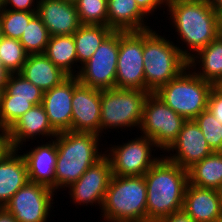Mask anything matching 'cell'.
<instances>
[{
	"instance_id": "bcb514c9",
	"label": "cell",
	"mask_w": 222,
	"mask_h": 222,
	"mask_svg": "<svg viewBox=\"0 0 222 222\" xmlns=\"http://www.w3.org/2000/svg\"><path fill=\"white\" fill-rule=\"evenodd\" d=\"M4 89H5V87H0V110H1V105H2V96L4 93Z\"/></svg>"
},
{
	"instance_id": "f907efd6",
	"label": "cell",
	"mask_w": 222,
	"mask_h": 222,
	"mask_svg": "<svg viewBox=\"0 0 222 222\" xmlns=\"http://www.w3.org/2000/svg\"><path fill=\"white\" fill-rule=\"evenodd\" d=\"M1 10H2V0H0V13H1Z\"/></svg>"
},
{
	"instance_id": "4316f807",
	"label": "cell",
	"mask_w": 222,
	"mask_h": 222,
	"mask_svg": "<svg viewBox=\"0 0 222 222\" xmlns=\"http://www.w3.org/2000/svg\"><path fill=\"white\" fill-rule=\"evenodd\" d=\"M113 30L104 25L82 24L73 34L77 62L80 67L87 62L100 46L102 41Z\"/></svg>"
},
{
	"instance_id": "7c38bea8",
	"label": "cell",
	"mask_w": 222,
	"mask_h": 222,
	"mask_svg": "<svg viewBox=\"0 0 222 222\" xmlns=\"http://www.w3.org/2000/svg\"><path fill=\"white\" fill-rule=\"evenodd\" d=\"M57 192L38 183L28 181L4 206L17 222H47L54 208ZM53 198V199H52ZM52 209V210H51Z\"/></svg>"
},
{
	"instance_id": "9a60e30c",
	"label": "cell",
	"mask_w": 222,
	"mask_h": 222,
	"mask_svg": "<svg viewBox=\"0 0 222 222\" xmlns=\"http://www.w3.org/2000/svg\"><path fill=\"white\" fill-rule=\"evenodd\" d=\"M172 151V153H171ZM175 151V153H174ZM164 157L184 169L209 156L213 151L194 119L186 120L177 139L165 151ZM167 155V156H166Z\"/></svg>"
},
{
	"instance_id": "d6986e66",
	"label": "cell",
	"mask_w": 222,
	"mask_h": 222,
	"mask_svg": "<svg viewBox=\"0 0 222 222\" xmlns=\"http://www.w3.org/2000/svg\"><path fill=\"white\" fill-rule=\"evenodd\" d=\"M182 210L196 222H220L222 200L218 190L187 184Z\"/></svg>"
},
{
	"instance_id": "60d3db41",
	"label": "cell",
	"mask_w": 222,
	"mask_h": 222,
	"mask_svg": "<svg viewBox=\"0 0 222 222\" xmlns=\"http://www.w3.org/2000/svg\"><path fill=\"white\" fill-rule=\"evenodd\" d=\"M7 137L5 132L0 131V156L8 149Z\"/></svg>"
},
{
	"instance_id": "ab89813d",
	"label": "cell",
	"mask_w": 222,
	"mask_h": 222,
	"mask_svg": "<svg viewBox=\"0 0 222 222\" xmlns=\"http://www.w3.org/2000/svg\"><path fill=\"white\" fill-rule=\"evenodd\" d=\"M10 73L0 63V87H5Z\"/></svg>"
},
{
	"instance_id": "277c9868",
	"label": "cell",
	"mask_w": 222,
	"mask_h": 222,
	"mask_svg": "<svg viewBox=\"0 0 222 222\" xmlns=\"http://www.w3.org/2000/svg\"><path fill=\"white\" fill-rule=\"evenodd\" d=\"M175 44L152 28L143 31L145 91L155 93L188 67V60Z\"/></svg>"
},
{
	"instance_id": "4dcf8cb0",
	"label": "cell",
	"mask_w": 222,
	"mask_h": 222,
	"mask_svg": "<svg viewBox=\"0 0 222 222\" xmlns=\"http://www.w3.org/2000/svg\"><path fill=\"white\" fill-rule=\"evenodd\" d=\"M35 14L36 12L2 9L0 21L3 36L19 40Z\"/></svg>"
},
{
	"instance_id": "7dc6e473",
	"label": "cell",
	"mask_w": 222,
	"mask_h": 222,
	"mask_svg": "<svg viewBox=\"0 0 222 222\" xmlns=\"http://www.w3.org/2000/svg\"><path fill=\"white\" fill-rule=\"evenodd\" d=\"M2 37H3V34H2V24H1V21H0V40H1Z\"/></svg>"
},
{
	"instance_id": "ee69618b",
	"label": "cell",
	"mask_w": 222,
	"mask_h": 222,
	"mask_svg": "<svg viewBox=\"0 0 222 222\" xmlns=\"http://www.w3.org/2000/svg\"><path fill=\"white\" fill-rule=\"evenodd\" d=\"M220 32L222 33V6L218 8Z\"/></svg>"
},
{
	"instance_id": "ac0fdd59",
	"label": "cell",
	"mask_w": 222,
	"mask_h": 222,
	"mask_svg": "<svg viewBox=\"0 0 222 222\" xmlns=\"http://www.w3.org/2000/svg\"><path fill=\"white\" fill-rule=\"evenodd\" d=\"M73 76L45 91L42 105L51 126L59 133L71 131L72 126Z\"/></svg>"
},
{
	"instance_id": "d6a6232c",
	"label": "cell",
	"mask_w": 222,
	"mask_h": 222,
	"mask_svg": "<svg viewBox=\"0 0 222 222\" xmlns=\"http://www.w3.org/2000/svg\"><path fill=\"white\" fill-rule=\"evenodd\" d=\"M194 120L200 127L211 150L213 152H222V125L215 120L214 115L206 109Z\"/></svg>"
},
{
	"instance_id": "8d00e7d4",
	"label": "cell",
	"mask_w": 222,
	"mask_h": 222,
	"mask_svg": "<svg viewBox=\"0 0 222 222\" xmlns=\"http://www.w3.org/2000/svg\"><path fill=\"white\" fill-rule=\"evenodd\" d=\"M140 10L148 17L153 16L156 10L165 7L164 0H135ZM161 7V8H160Z\"/></svg>"
},
{
	"instance_id": "f6af8a7d",
	"label": "cell",
	"mask_w": 222,
	"mask_h": 222,
	"mask_svg": "<svg viewBox=\"0 0 222 222\" xmlns=\"http://www.w3.org/2000/svg\"><path fill=\"white\" fill-rule=\"evenodd\" d=\"M210 2L218 9L222 6V0H210Z\"/></svg>"
},
{
	"instance_id": "30bf717a",
	"label": "cell",
	"mask_w": 222,
	"mask_h": 222,
	"mask_svg": "<svg viewBox=\"0 0 222 222\" xmlns=\"http://www.w3.org/2000/svg\"><path fill=\"white\" fill-rule=\"evenodd\" d=\"M118 52L119 31H112L81 66L79 82L100 90L115 88Z\"/></svg>"
},
{
	"instance_id": "74e56055",
	"label": "cell",
	"mask_w": 222,
	"mask_h": 222,
	"mask_svg": "<svg viewBox=\"0 0 222 222\" xmlns=\"http://www.w3.org/2000/svg\"><path fill=\"white\" fill-rule=\"evenodd\" d=\"M156 222H196V221L181 209L168 216L160 218Z\"/></svg>"
},
{
	"instance_id": "f546056e",
	"label": "cell",
	"mask_w": 222,
	"mask_h": 222,
	"mask_svg": "<svg viewBox=\"0 0 222 222\" xmlns=\"http://www.w3.org/2000/svg\"><path fill=\"white\" fill-rule=\"evenodd\" d=\"M3 96H13V99L28 100L34 106L42 104L44 92L20 73L10 74Z\"/></svg>"
},
{
	"instance_id": "c3c4849f",
	"label": "cell",
	"mask_w": 222,
	"mask_h": 222,
	"mask_svg": "<svg viewBox=\"0 0 222 222\" xmlns=\"http://www.w3.org/2000/svg\"><path fill=\"white\" fill-rule=\"evenodd\" d=\"M218 191H219V194H220V198L222 200V185H221V187H220V189Z\"/></svg>"
},
{
	"instance_id": "484cf974",
	"label": "cell",
	"mask_w": 222,
	"mask_h": 222,
	"mask_svg": "<svg viewBox=\"0 0 222 222\" xmlns=\"http://www.w3.org/2000/svg\"><path fill=\"white\" fill-rule=\"evenodd\" d=\"M44 54L69 76L78 75L81 67L77 64L73 35L50 36Z\"/></svg>"
},
{
	"instance_id": "8fae6325",
	"label": "cell",
	"mask_w": 222,
	"mask_h": 222,
	"mask_svg": "<svg viewBox=\"0 0 222 222\" xmlns=\"http://www.w3.org/2000/svg\"><path fill=\"white\" fill-rule=\"evenodd\" d=\"M115 87L145 91L143 31H119Z\"/></svg>"
},
{
	"instance_id": "5b68a950",
	"label": "cell",
	"mask_w": 222,
	"mask_h": 222,
	"mask_svg": "<svg viewBox=\"0 0 222 222\" xmlns=\"http://www.w3.org/2000/svg\"><path fill=\"white\" fill-rule=\"evenodd\" d=\"M144 176L113 175L101 208L104 222H147Z\"/></svg>"
},
{
	"instance_id": "8992f818",
	"label": "cell",
	"mask_w": 222,
	"mask_h": 222,
	"mask_svg": "<svg viewBox=\"0 0 222 222\" xmlns=\"http://www.w3.org/2000/svg\"><path fill=\"white\" fill-rule=\"evenodd\" d=\"M212 83L200 78L191 67L161 86L155 94L186 120L195 119L207 109Z\"/></svg>"
},
{
	"instance_id": "b9f144b4",
	"label": "cell",
	"mask_w": 222,
	"mask_h": 222,
	"mask_svg": "<svg viewBox=\"0 0 222 222\" xmlns=\"http://www.w3.org/2000/svg\"><path fill=\"white\" fill-rule=\"evenodd\" d=\"M198 0H164V4H165V9L169 8L170 6H173L175 4H179V3H187V2H195Z\"/></svg>"
},
{
	"instance_id": "9c48e42d",
	"label": "cell",
	"mask_w": 222,
	"mask_h": 222,
	"mask_svg": "<svg viewBox=\"0 0 222 222\" xmlns=\"http://www.w3.org/2000/svg\"><path fill=\"white\" fill-rule=\"evenodd\" d=\"M106 147L105 156L109 159L112 174L115 176H144L145 173L163 156H154L159 152L154 141L143 135L126 143ZM155 147V149H154ZM154 151V152H153Z\"/></svg>"
},
{
	"instance_id": "4fadbf2b",
	"label": "cell",
	"mask_w": 222,
	"mask_h": 222,
	"mask_svg": "<svg viewBox=\"0 0 222 222\" xmlns=\"http://www.w3.org/2000/svg\"><path fill=\"white\" fill-rule=\"evenodd\" d=\"M112 176L110 161L104 156L68 187L72 203L87 207L95 204L101 209Z\"/></svg>"
},
{
	"instance_id": "836d02e7",
	"label": "cell",
	"mask_w": 222,
	"mask_h": 222,
	"mask_svg": "<svg viewBox=\"0 0 222 222\" xmlns=\"http://www.w3.org/2000/svg\"><path fill=\"white\" fill-rule=\"evenodd\" d=\"M33 106L28 100L13 99V96H2L0 131L6 132L19 117Z\"/></svg>"
},
{
	"instance_id": "2e32d148",
	"label": "cell",
	"mask_w": 222,
	"mask_h": 222,
	"mask_svg": "<svg viewBox=\"0 0 222 222\" xmlns=\"http://www.w3.org/2000/svg\"><path fill=\"white\" fill-rule=\"evenodd\" d=\"M5 134L8 147L22 151V147H26V141L38 139L40 135L46 137V140L48 138L52 140L58 132L51 126L43 105L39 104L19 117Z\"/></svg>"
},
{
	"instance_id": "7bdbcfd3",
	"label": "cell",
	"mask_w": 222,
	"mask_h": 222,
	"mask_svg": "<svg viewBox=\"0 0 222 222\" xmlns=\"http://www.w3.org/2000/svg\"><path fill=\"white\" fill-rule=\"evenodd\" d=\"M212 85L213 89L222 95V77L218 78Z\"/></svg>"
},
{
	"instance_id": "52a82bcc",
	"label": "cell",
	"mask_w": 222,
	"mask_h": 222,
	"mask_svg": "<svg viewBox=\"0 0 222 222\" xmlns=\"http://www.w3.org/2000/svg\"><path fill=\"white\" fill-rule=\"evenodd\" d=\"M149 92L138 89L111 88L101 90V120L99 135L104 130H138L142 122L143 105ZM118 128V129H117Z\"/></svg>"
},
{
	"instance_id": "603a6c76",
	"label": "cell",
	"mask_w": 222,
	"mask_h": 222,
	"mask_svg": "<svg viewBox=\"0 0 222 222\" xmlns=\"http://www.w3.org/2000/svg\"><path fill=\"white\" fill-rule=\"evenodd\" d=\"M148 18L140 10L135 0H107V26L113 31L151 29L147 23Z\"/></svg>"
},
{
	"instance_id": "5bb4252c",
	"label": "cell",
	"mask_w": 222,
	"mask_h": 222,
	"mask_svg": "<svg viewBox=\"0 0 222 222\" xmlns=\"http://www.w3.org/2000/svg\"><path fill=\"white\" fill-rule=\"evenodd\" d=\"M72 126L74 132H91L99 135L101 120V90L81 84L73 76Z\"/></svg>"
},
{
	"instance_id": "d590c367",
	"label": "cell",
	"mask_w": 222,
	"mask_h": 222,
	"mask_svg": "<svg viewBox=\"0 0 222 222\" xmlns=\"http://www.w3.org/2000/svg\"><path fill=\"white\" fill-rule=\"evenodd\" d=\"M207 109L214 115L215 120L222 125V95L214 89L210 92Z\"/></svg>"
},
{
	"instance_id": "f1b7e54d",
	"label": "cell",
	"mask_w": 222,
	"mask_h": 222,
	"mask_svg": "<svg viewBox=\"0 0 222 222\" xmlns=\"http://www.w3.org/2000/svg\"><path fill=\"white\" fill-rule=\"evenodd\" d=\"M28 53L18 39L3 36L0 40V63L10 73H20Z\"/></svg>"
},
{
	"instance_id": "83f0119b",
	"label": "cell",
	"mask_w": 222,
	"mask_h": 222,
	"mask_svg": "<svg viewBox=\"0 0 222 222\" xmlns=\"http://www.w3.org/2000/svg\"><path fill=\"white\" fill-rule=\"evenodd\" d=\"M50 39L48 29L43 24L40 17L35 14L26 29L24 30L20 43L28 54L45 53Z\"/></svg>"
},
{
	"instance_id": "f35d334b",
	"label": "cell",
	"mask_w": 222,
	"mask_h": 222,
	"mask_svg": "<svg viewBox=\"0 0 222 222\" xmlns=\"http://www.w3.org/2000/svg\"><path fill=\"white\" fill-rule=\"evenodd\" d=\"M0 222H17V220L4 207H1L0 208Z\"/></svg>"
},
{
	"instance_id": "681fc988",
	"label": "cell",
	"mask_w": 222,
	"mask_h": 222,
	"mask_svg": "<svg viewBox=\"0 0 222 222\" xmlns=\"http://www.w3.org/2000/svg\"><path fill=\"white\" fill-rule=\"evenodd\" d=\"M65 1L75 3L77 0H65Z\"/></svg>"
},
{
	"instance_id": "7402d4cb",
	"label": "cell",
	"mask_w": 222,
	"mask_h": 222,
	"mask_svg": "<svg viewBox=\"0 0 222 222\" xmlns=\"http://www.w3.org/2000/svg\"><path fill=\"white\" fill-rule=\"evenodd\" d=\"M20 74L43 92L61 84L69 77L44 53L28 54Z\"/></svg>"
},
{
	"instance_id": "e575fe53",
	"label": "cell",
	"mask_w": 222,
	"mask_h": 222,
	"mask_svg": "<svg viewBox=\"0 0 222 222\" xmlns=\"http://www.w3.org/2000/svg\"><path fill=\"white\" fill-rule=\"evenodd\" d=\"M39 0H2V9L37 12Z\"/></svg>"
},
{
	"instance_id": "6da1fadb",
	"label": "cell",
	"mask_w": 222,
	"mask_h": 222,
	"mask_svg": "<svg viewBox=\"0 0 222 222\" xmlns=\"http://www.w3.org/2000/svg\"><path fill=\"white\" fill-rule=\"evenodd\" d=\"M166 11L178 35L177 47L188 61L221 33L218 9L210 0L179 3Z\"/></svg>"
},
{
	"instance_id": "1f68e13d",
	"label": "cell",
	"mask_w": 222,
	"mask_h": 222,
	"mask_svg": "<svg viewBox=\"0 0 222 222\" xmlns=\"http://www.w3.org/2000/svg\"><path fill=\"white\" fill-rule=\"evenodd\" d=\"M75 6L81 24L107 26V0H77Z\"/></svg>"
},
{
	"instance_id": "cb8c5ba5",
	"label": "cell",
	"mask_w": 222,
	"mask_h": 222,
	"mask_svg": "<svg viewBox=\"0 0 222 222\" xmlns=\"http://www.w3.org/2000/svg\"><path fill=\"white\" fill-rule=\"evenodd\" d=\"M188 66L200 78L212 84L222 77V33L194 55L188 61Z\"/></svg>"
},
{
	"instance_id": "ffe728a7",
	"label": "cell",
	"mask_w": 222,
	"mask_h": 222,
	"mask_svg": "<svg viewBox=\"0 0 222 222\" xmlns=\"http://www.w3.org/2000/svg\"><path fill=\"white\" fill-rule=\"evenodd\" d=\"M35 145L22 155L26 161L28 180L43 184L55 191V166L57 162V146L54 139L45 144Z\"/></svg>"
},
{
	"instance_id": "d4e9b609",
	"label": "cell",
	"mask_w": 222,
	"mask_h": 222,
	"mask_svg": "<svg viewBox=\"0 0 222 222\" xmlns=\"http://www.w3.org/2000/svg\"><path fill=\"white\" fill-rule=\"evenodd\" d=\"M188 171V183L200 188L219 190L222 185V152H212L194 163Z\"/></svg>"
},
{
	"instance_id": "e0dca14e",
	"label": "cell",
	"mask_w": 222,
	"mask_h": 222,
	"mask_svg": "<svg viewBox=\"0 0 222 222\" xmlns=\"http://www.w3.org/2000/svg\"><path fill=\"white\" fill-rule=\"evenodd\" d=\"M36 14L50 36L73 35L82 25L75 3L65 0H39Z\"/></svg>"
},
{
	"instance_id": "7a4b0ae2",
	"label": "cell",
	"mask_w": 222,
	"mask_h": 222,
	"mask_svg": "<svg viewBox=\"0 0 222 222\" xmlns=\"http://www.w3.org/2000/svg\"><path fill=\"white\" fill-rule=\"evenodd\" d=\"M147 222H156L183 207L188 171L164 155L145 173Z\"/></svg>"
},
{
	"instance_id": "ba28073f",
	"label": "cell",
	"mask_w": 222,
	"mask_h": 222,
	"mask_svg": "<svg viewBox=\"0 0 222 222\" xmlns=\"http://www.w3.org/2000/svg\"><path fill=\"white\" fill-rule=\"evenodd\" d=\"M186 119L168 107L155 93H149L143 105L140 133L154 141L165 153L177 139Z\"/></svg>"
},
{
	"instance_id": "3957f363",
	"label": "cell",
	"mask_w": 222,
	"mask_h": 222,
	"mask_svg": "<svg viewBox=\"0 0 222 222\" xmlns=\"http://www.w3.org/2000/svg\"><path fill=\"white\" fill-rule=\"evenodd\" d=\"M53 139L57 146L55 192L68 189L89 167L105 156V151L99 148L101 135L95 133L64 131Z\"/></svg>"
},
{
	"instance_id": "44dd1931",
	"label": "cell",
	"mask_w": 222,
	"mask_h": 222,
	"mask_svg": "<svg viewBox=\"0 0 222 222\" xmlns=\"http://www.w3.org/2000/svg\"><path fill=\"white\" fill-rule=\"evenodd\" d=\"M23 152L8 148L0 156V208L29 181Z\"/></svg>"
}]
</instances>
